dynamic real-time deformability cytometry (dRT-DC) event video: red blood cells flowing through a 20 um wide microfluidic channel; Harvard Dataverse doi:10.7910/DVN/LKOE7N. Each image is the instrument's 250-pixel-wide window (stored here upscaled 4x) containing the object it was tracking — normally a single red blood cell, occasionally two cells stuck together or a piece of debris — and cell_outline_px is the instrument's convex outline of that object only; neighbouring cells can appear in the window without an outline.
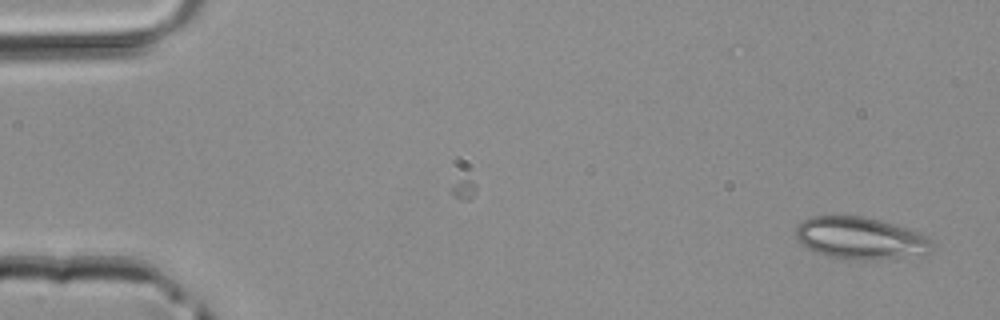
{"species": "common noctule bat (a hibernating species)", "species_latin": "Nyctalus noctula", "temperature_condition": "room temperature", "stored_images_in_passage": 3, "camera_frame_rate_fps": 3000, "um_per_image_px": 0.085, "animal": {"sex": "male", "body_mass_g": 20.4}, "frame": {"image": 1, "passage_image": 1, "time_ms": 0.0, "image_size_px": [1000, 320], "cell_outline_px": [[936, 244], [932, 252], [924, 256], [860, 260], [852, 260], [828, 256], [816, 252], [808, 248], [796, 240], [796, 228], [804, 220], [812, 216], [860, 216], [880, 220], [908, 228], [920, 232], [932, 240]], "centroid_in_image_um": [73.23, 20.26], "position_along_channel_um": 11.8, "area_um2": 33.87}}